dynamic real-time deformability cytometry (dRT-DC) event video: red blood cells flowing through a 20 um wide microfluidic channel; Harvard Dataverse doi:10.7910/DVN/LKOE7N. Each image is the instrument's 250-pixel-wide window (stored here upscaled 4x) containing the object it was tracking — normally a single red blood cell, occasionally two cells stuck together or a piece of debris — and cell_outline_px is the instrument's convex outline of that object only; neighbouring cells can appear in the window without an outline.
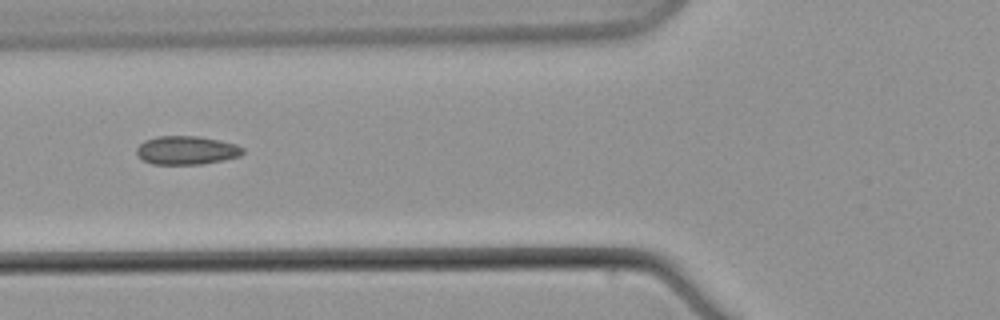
{"species": "common noctule bat (a hibernating species)", "species_latin": "Nyctalus noctula", "temperature_condition": "warm", "stored_images_in_passage": 9, "camera_frame_rate_fps": 3000, "um_per_image_px": 0.085, "animal": {"sex": "male", "body_mass_g": 21.5, "forearm_length_mm": 52.0}, "frame": {"image": 1, "passage_image": 8, "time_ms": 9.333, "image_size_px": [1000, 320], "cell_outline_px": [[244, 152], [240, 156], [224, 160], [200, 164], [152, 164], [144, 160], [136, 152], [136, 148], [144, 140], [156, 136], [196, 136], [220, 140], [236, 144], [244, 148]], "centroid_in_image_um": [15.87, 12.77], "position_along_channel_um": 109.9, "area_um2": 17.69}}